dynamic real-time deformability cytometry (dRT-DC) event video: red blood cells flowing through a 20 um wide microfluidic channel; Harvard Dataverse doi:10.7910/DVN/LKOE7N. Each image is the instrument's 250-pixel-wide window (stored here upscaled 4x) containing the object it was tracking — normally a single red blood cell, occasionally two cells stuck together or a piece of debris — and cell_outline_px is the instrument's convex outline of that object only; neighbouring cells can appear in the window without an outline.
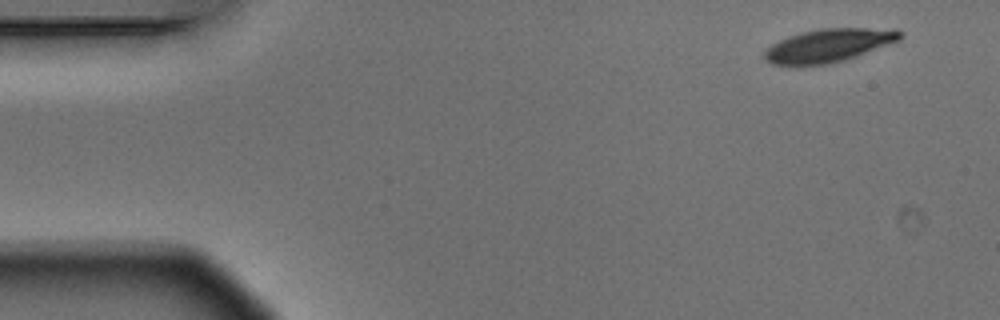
{"species": "Egyptian fruit bat (a non-hibernating species)", "species_latin": "Rousettus aegyptiacus", "temperature_condition": "warm", "stored_images_in_passage": 3, "camera_frame_rate_fps": 3000, "um_per_image_px": 0.085, "animal": {"sex": "male"}, "frame": {"image": 1, "passage_image": 1, "time_ms": 0.0, "image_size_px": [1000, 320], "cell_outline_px": [[904, 32], [900, 40], [856, 56], [844, 60], [828, 64], [772, 64], [764, 60], [764, 52], [772, 44], [780, 40], [800, 32], [820, 28], [896, 28]], "centroid_in_image_um": [70.49, 3.83], "position_along_channel_um": 14.5, "area_um2": 26.13}}
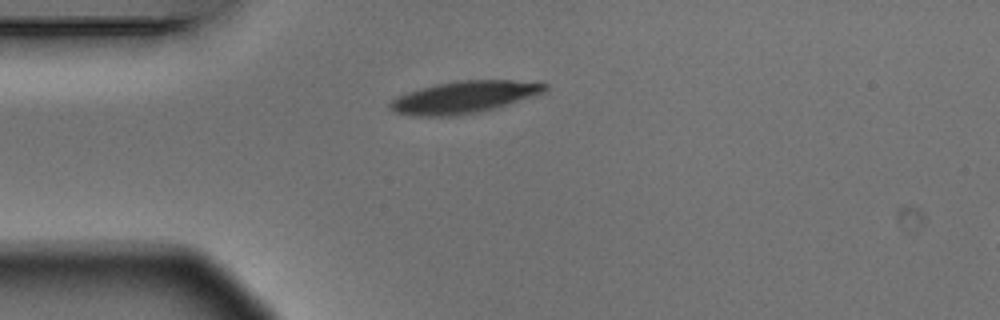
{"frame": {"image": 2, "passage_image": 3, "time_ms": 0.667, "image_size_px": [1000, 320], "cell_outline_px": [[548, 88], [544, 92], [480, 112], [456, 116], [416, 116], [392, 112], [388, 108], [388, 104], [392, 100], [408, 92], [420, 88], [436, 84], [460, 80], [512, 80], [548, 84]], "centroid_in_image_um": [39.39, 8.26], "position_along_channel_um": 45.6, "area_um2": 28.61}}